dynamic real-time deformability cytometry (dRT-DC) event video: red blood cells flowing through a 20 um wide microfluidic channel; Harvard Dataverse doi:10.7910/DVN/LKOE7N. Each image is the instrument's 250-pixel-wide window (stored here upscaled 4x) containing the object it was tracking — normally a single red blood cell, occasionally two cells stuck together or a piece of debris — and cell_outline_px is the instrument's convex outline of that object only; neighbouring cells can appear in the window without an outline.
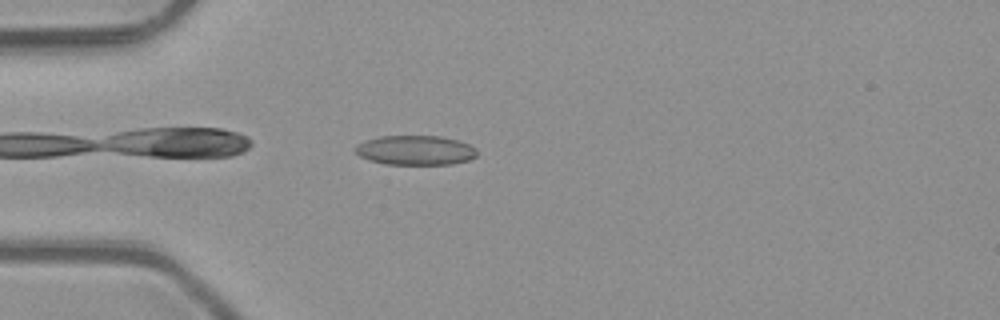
{"species": "common noctule bat (a hibernating species)", "species_latin": "Nyctalus noctula", "temperature_condition": "room temperature", "stored_images_in_passage": 35, "camera_frame_rate_fps": 3000, "um_per_image_px": 0.085, "animal": {"sex": "male", "body_mass_g": 23.1, "forearm_length_mm": 52.7}, "frame": {"image": 1, "passage_image": 3, "time_ms": 0.667, "image_size_px": [1000, 320], "cell_outline_px": [[476, 156], [468, 160], [452, 164], [384, 164], [360, 156], [356, 152], [356, 148], [364, 140], [380, 136], [440, 136], [456, 140], [468, 144], [476, 148]], "centroid_in_image_um": [35.33, 12.77], "position_along_channel_um": 49.7, "area_um2": 20.69}}
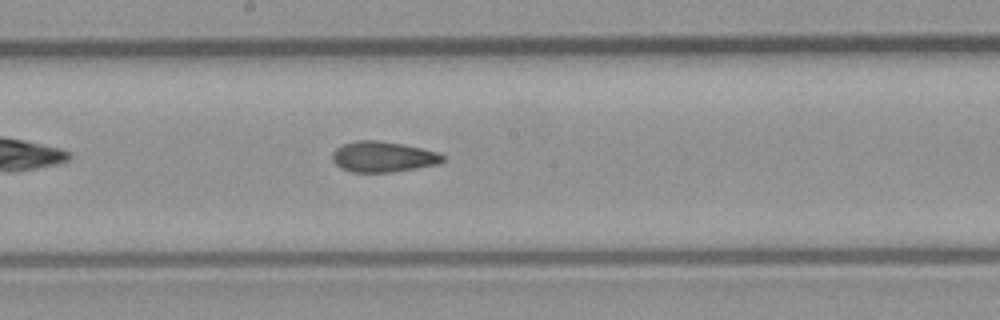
{"frame": {"image": 2, "passage_image": 16, "time_ms": 5.0, "image_size_px": [1000, 320], "cell_outline_px": [[444, 160], [436, 164], [396, 172], [352, 172], [336, 164], [332, 160], [332, 152], [336, 148], [344, 144], [356, 140], [376, 140], [400, 144], [420, 148], [436, 152], [444, 156]], "centroid_in_image_um": [32.52, 13.33], "position_along_channel_um": 215.7, "area_um2": 19.42}}
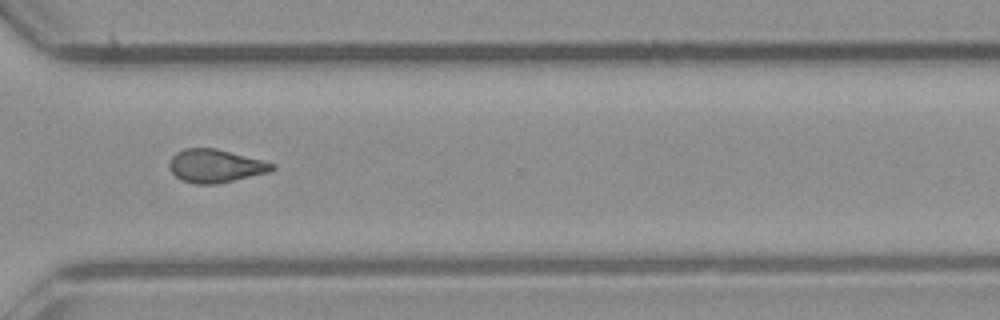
{"frame": {"image": 3, "passage_image": 26, "time_ms": 8.333, "image_size_px": [1000, 320], "cell_outline_px": [[276, 168], [268, 172], [216, 184], [196, 184], [184, 180], [176, 176], [168, 168], [168, 164], [172, 156], [176, 152], [184, 148], [216, 148], [276, 164]], "centroid_in_image_um": [18.28, 14.09], "position_along_channel_um": 352.3, "area_um2": 19.71}, "authors_computed_cell_mechanics": {"area_um2": 19.652, "velocity_mm_per_s": 4.1198, "shape_relaxation_time_tau1_ms": null, "shape_relaxation_time_tau2_ms": 3.1016, "deformation_change_tau1": null, "deformation_change_tau2": 0.0951}}